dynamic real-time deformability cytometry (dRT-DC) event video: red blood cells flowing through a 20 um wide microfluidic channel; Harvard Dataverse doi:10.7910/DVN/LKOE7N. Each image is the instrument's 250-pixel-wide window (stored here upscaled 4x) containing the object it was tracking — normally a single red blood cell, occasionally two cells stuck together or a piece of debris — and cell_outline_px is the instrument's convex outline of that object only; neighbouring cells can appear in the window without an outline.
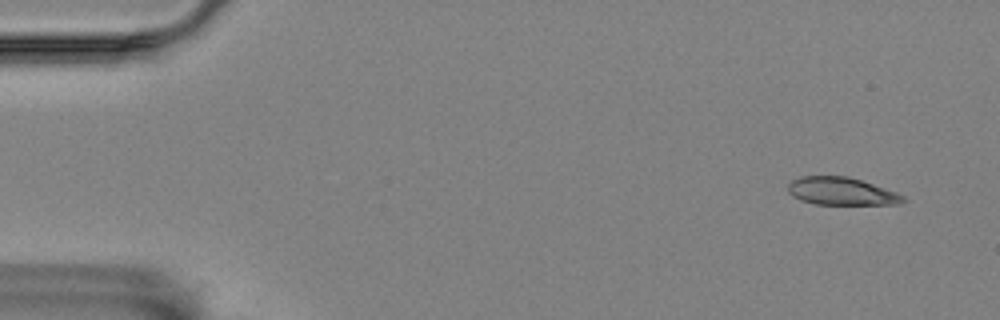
{"species": "Egyptian fruit bat (a non-hibernating species)", "species_latin": "Rousettus aegyptiacus", "temperature_condition": "room temperature", "stored_images_in_passage": 4, "camera_frame_rate_fps": 3000, "um_per_image_px": 0.085, "animal": {"sex": "female"}, "frame": {"image": 1, "passage_image": 1, "time_ms": 0.0, "image_size_px": [1000, 320], "cell_outline_px": [[908, 200], [900, 204], [816, 204], [800, 200], [792, 196], [788, 192], [788, 184], [792, 180], [800, 176], [848, 176], [896, 192], [904, 196]], "centroid_in_image_um": [71.51, 16.26], "position_along_channel_um": 13.5, "area_um2": 18.55}}